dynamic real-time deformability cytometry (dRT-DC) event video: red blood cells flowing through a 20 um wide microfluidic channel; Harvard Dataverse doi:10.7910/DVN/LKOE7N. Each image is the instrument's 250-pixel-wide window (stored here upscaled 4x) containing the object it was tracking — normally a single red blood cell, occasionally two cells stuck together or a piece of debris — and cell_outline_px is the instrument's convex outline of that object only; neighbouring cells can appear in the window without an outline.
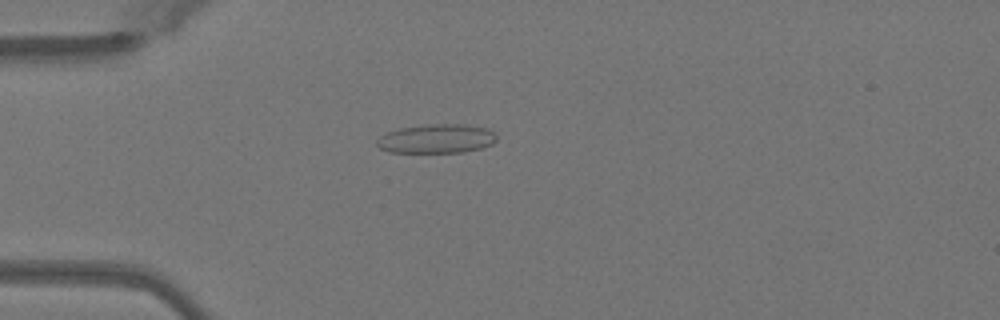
{"species": "Egyptian fruit bat (a non-hibernating species)", "species_latin": "Rousettus aegyptiacus", "temperature_condition": "warm", "stored_images_in_passage": 44, "camera_frame_rate_fps": 3000, "um_per_image_px": 0.085, "animal": {"sex": "female"}, "frame": {"image": 1, "passage_image": 8, "time_ms": 2.333, "image_size_px": [1000, 320], "cell_outline_px": [[496, 140], [492, 144], [480, 148], [464, 152], [388, 152], [380, 148], [376, 144], [376, 140], [380, 136], [388, 132], [400, 128], [428, 124], [464, 124], [488, 128], [496, 132]], "centroid_in_image_um": [37.13, 11.78], "position_along_channel_um": 47.9, "area_um2": 20.35}}
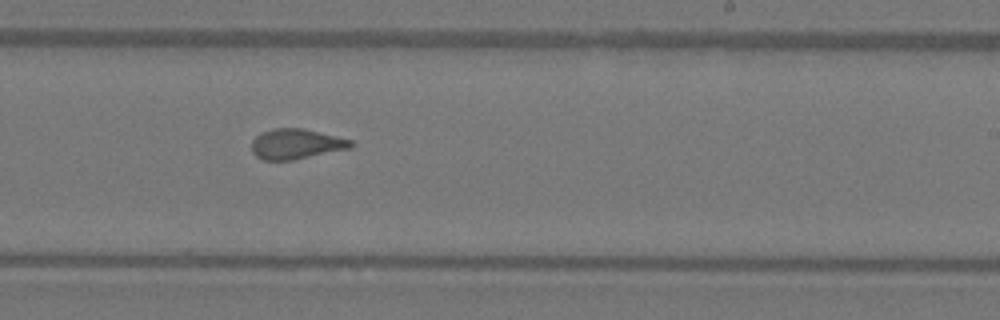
{"frame": {"image": 2, "passage_image": 25, "time_ms": 8.0, "image_size_px": [1000, 320], "cell_outline_px": [[352, 148], [292, 160], [264, 160], [256, 156], [252, 152], [252, 140], [260, 132], [272, 128], [304, 128], [352, 140]], "centroid_in_image_um": [25.15, 12.23], "position_along_channel_um": 263.9, "area_um2": 17.51}}
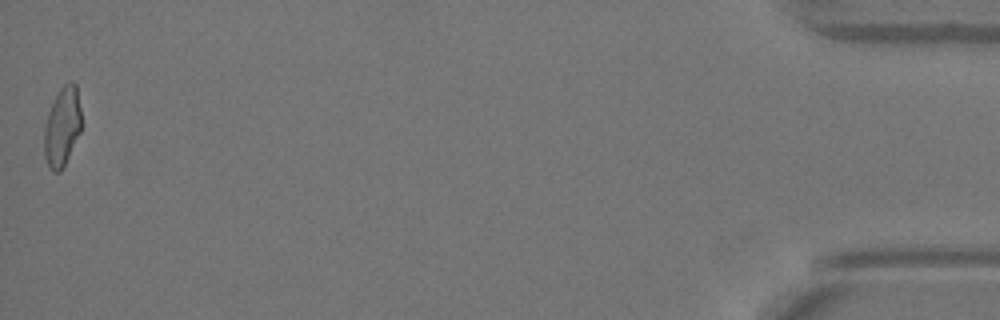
{"frame": {"image": 3, "passage_image": 44, "time_ms": 14.333, "image_size_px": [1000, 320], "cell_outline_px": [[84, 124], [64, 168], [60, 172], [52, 172], [44, 156], [44, 128], [48, 112], [60, 88], [64, 84], [72, 80], [76, 84]], "centroid_in_image_um": [5.32, 10.78], "position_along_channel_um": 429.9, "area_um2": 17.69}, "authors_computed_cell_mechanics": {"area_um2": 17.8313, "velocity_mm_per_s": 4.0786, "shape_relaxation_time_tau1_ms": null, "shape_relaxation_time_tau2_ms": 0.9208, "deformation_change_tau1": null, "deformation_change_tau2": 0.0685}}